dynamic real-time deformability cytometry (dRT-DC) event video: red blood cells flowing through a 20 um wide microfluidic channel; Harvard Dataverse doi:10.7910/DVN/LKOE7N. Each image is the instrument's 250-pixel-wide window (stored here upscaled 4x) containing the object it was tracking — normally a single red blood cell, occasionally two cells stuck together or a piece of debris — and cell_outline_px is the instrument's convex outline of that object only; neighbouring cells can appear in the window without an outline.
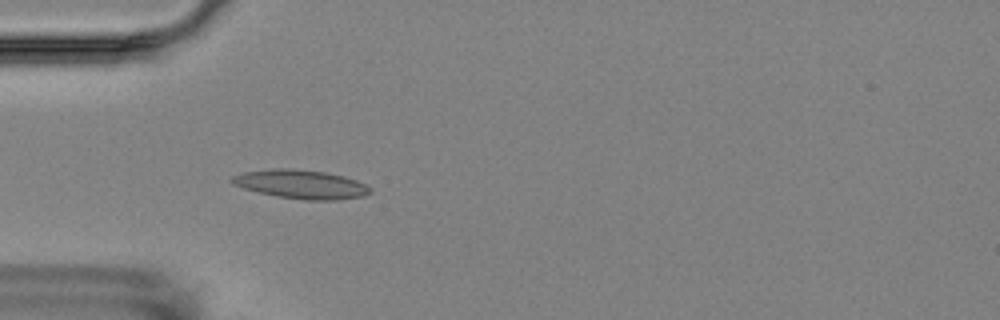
{"species": "Egyptian fruit bat (a non-hibernating species)", "species_latin": "Rousettus aegyptiacus", "temperature_condition": "room temperature", "stored_images_in_passage": 3, "camera_frame_rate_fps": 3000, "um_per_image_px": 0.085, "animal": {"sex": "female"}, "frame": {"image": 1, "passage_image": 3, "time_ms": 3.333, "image_size_px": [1000, 320], "cell_outline_px": [[372, 192], [364, 196], [336, 200], [304, 200], [276, 196], [244, 188], [232, 184], [228, 180], [232, 176], [244, 172], [272, 168], [288, 168], [324, 172], [344, 176], [356, 180], [372, 188]], "centroid_in_image_um": [25.58, 15.66], "position_along_channel_um": 59.4, "area_um2": 23.24}}